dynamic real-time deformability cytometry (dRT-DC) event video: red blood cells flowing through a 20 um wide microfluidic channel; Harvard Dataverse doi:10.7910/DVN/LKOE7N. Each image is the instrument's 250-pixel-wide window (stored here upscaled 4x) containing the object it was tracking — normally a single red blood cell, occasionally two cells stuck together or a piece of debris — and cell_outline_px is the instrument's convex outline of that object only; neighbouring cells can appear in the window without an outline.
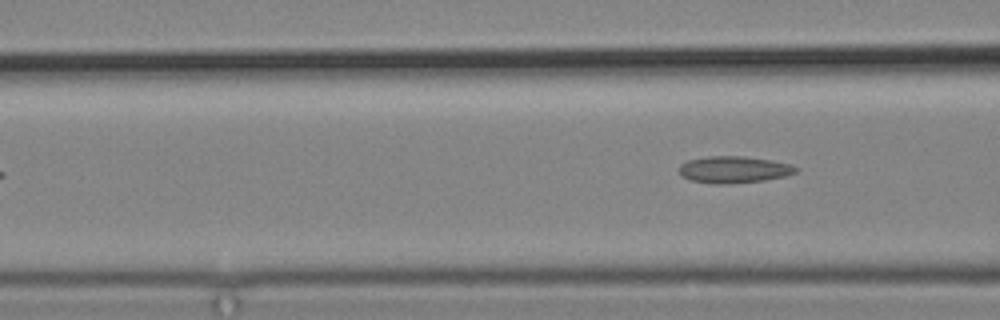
{"species": "common noctule bat (a hibernating species)", "species_latin": "Nyctalus noctula", "temperature_condition": "cold", "stored_images_in_passage": 7, "segment_of_instrument_passage": [2, 2], "camera_frame_rate_fps": 3000, "um_per_image_px": 0.085, "animal": {"sex": "male", "body_mass_g": 19.2, "forearm_length_mm": 51.8}, "frame": {"image": 1, "passage_image": 7, "time_ms": 7.0, "image_size_px": [1000, 320], "cell_outline_px": [[800, 168], [796, 172], [784, 176], [764, 180], [732, 184], [712, 184], [692, 180], [680, 176], [680, 164], [688, 160], [708, 156], [744, 156], [772, 160], [792, 164]], "centroid_in_image_um": [62.39, 14.41], "position_along_channel_um": 104.2, "area_um2": 18.38}}